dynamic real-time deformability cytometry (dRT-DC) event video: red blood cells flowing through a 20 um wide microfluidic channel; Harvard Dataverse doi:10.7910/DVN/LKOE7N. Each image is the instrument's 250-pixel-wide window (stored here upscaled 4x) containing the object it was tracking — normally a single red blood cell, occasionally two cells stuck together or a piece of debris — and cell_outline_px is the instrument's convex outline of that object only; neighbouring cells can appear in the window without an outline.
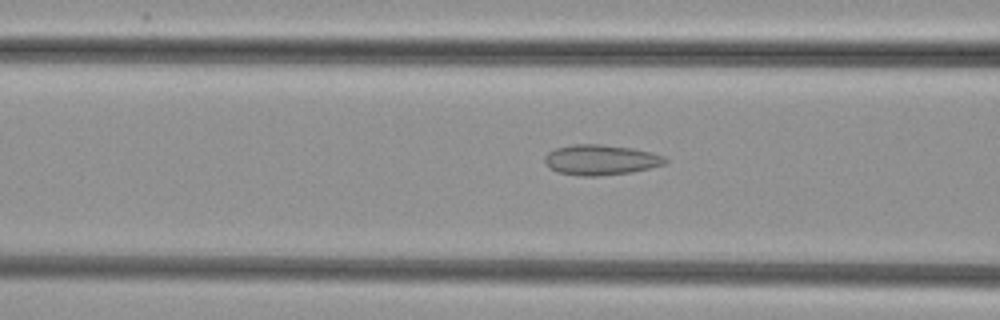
{"species": "common noctule bat (a hibernating species)", "species_latin": "Nyctalus noctula", "temperature_condition": "cold", "stored_images_in_passage": 33, "camera_frame_rate_fps": 3000, "um_per_image_px": 0.085, "animal": {"sex": "female", "body_mass_g": 29.2, "forearm_length_mm": 56.3}, "frame": {"image": 1, "passage_image": 6, "time_ms": 1.667, "image_size_px": [1000, 320], "cell_outline_px": [[668, 160], [664, 164], [632, 172], [600, 176], [580, 176], [556, 172], [544, 164], [544, 156], [548, 152], [556, 148], [572, 144], [600, 144], [632, 148], [652, 152], [664, 156]], "centroid_in_image_um": [51.03, 13.59], "position_along_channel_um": 115.6, "area_um2": 21.44}}
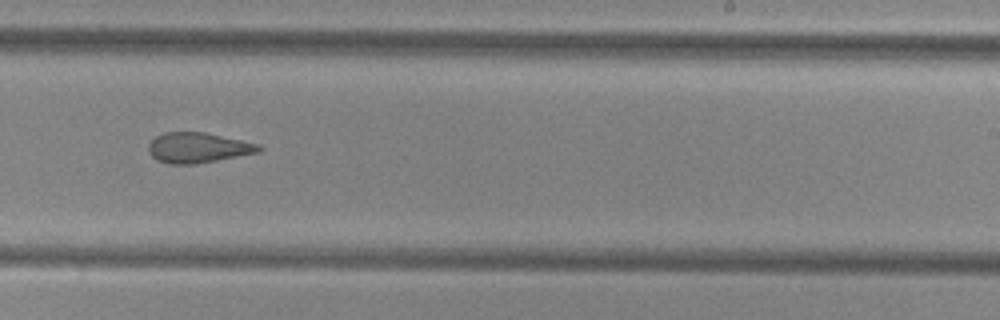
{"frame": {"image": 2, "passage_image": 18, "time_ms": 5.667, "image_size_px": [1000, 320], "cell_outline_px": [[264, 148], [260, 152], [196, 164], [168, 164], [156, 160], [152, 156], [148, 148], [148, 144], [156, 136], [164, 132], [204, 132], [260, 144]], "centroid_in_image_um": [16.84, 12.56], "position_along_channel_um": 272.2, "area_um2": 19.54}}
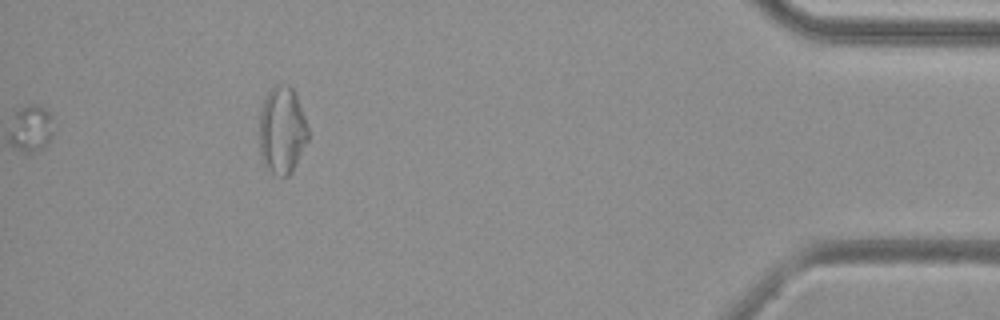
{"frame": {"image": 3, "passage_image": 33, "time_ms": 10.667, "image_size_px": [1000, 320], "cell_outline_px": [[308, 140], [292, 172], [288, 176], [276, 176], [264, 164], [260, 156], [260, 112], [264, 96], [272, 84], [288, 84], [296, 92], [308, 124]], "centroid_in_image_um": [23.98, 11.02], "position_along_channel_um": 411.2, "area_um2": 25.32}}